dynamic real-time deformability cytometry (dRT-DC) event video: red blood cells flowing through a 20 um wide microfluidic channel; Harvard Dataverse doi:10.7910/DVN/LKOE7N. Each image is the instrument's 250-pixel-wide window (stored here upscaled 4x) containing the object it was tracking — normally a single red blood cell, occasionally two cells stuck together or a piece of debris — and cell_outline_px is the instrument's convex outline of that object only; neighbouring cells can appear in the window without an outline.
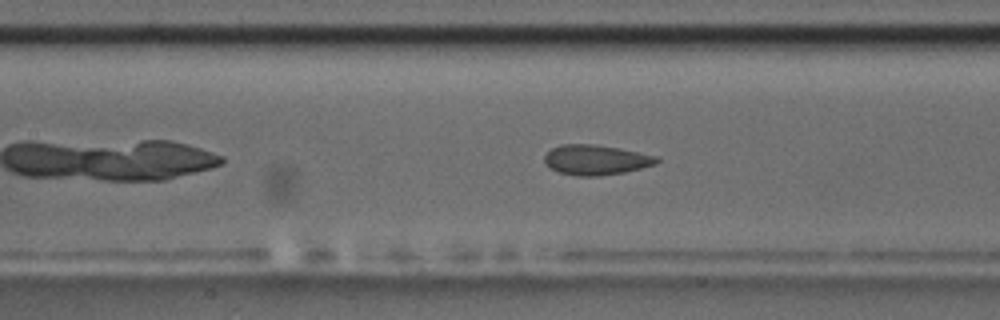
{"species": "common noctule bat (a hibernating species)", "species_latin": "Nyctalus noctula", "temperature_condition": "room temperature", "stored_images_in_passage": 43, "camera_frame_rate_fps": 3000, "um_per_image_px": 0.085, "animal": {"sex": "male", "body_mass_g": 17.5, "forearm_length_mm": 52.3}, "frame": {"image": 1, "passage_image": 13, "time_ms": 4.0, "image_size_px": [1000, 320], "cell_outline_px": [[660, 160], [656, 164], [624, 172], [600, 176], [576, 176], [560, 172], [552, 168], [544, 160], [544, 156], [552, 148], [560, 144], [592, 144], [620, 148], [656, 156]], "centroid_in_image_um": [50.66, 13.58], "position_along_channel_um": 156.7, "area_um2": 19.48}}
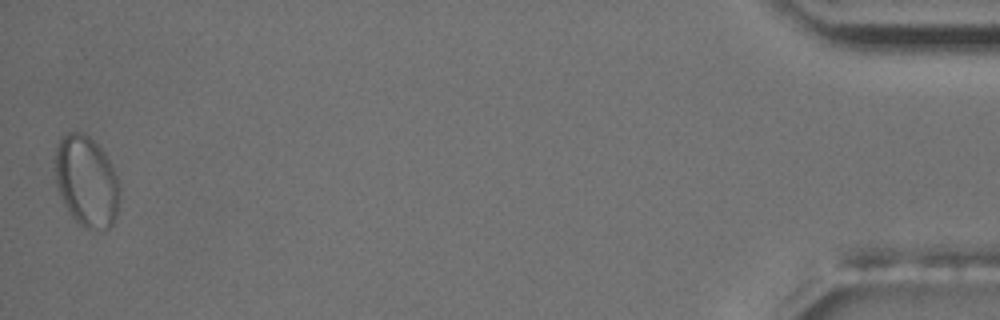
{"frame": {"image": 2, "passage_image": 43, "time_ms": 14.0, "image_size_px": [1000, 320], "cell_outline_px": [[120, 196], [116, 216], [112, 224], [108, 228], [84, 228], [72, 216], [64, 204], [56, 184], [56, 148], [60, 136], [68, 132], [80, 132], [88, 136], [104, 152], [120, 184]], "centroid_in_image_um": [7.36, 15.4], "position_along_channel_um": 427.8, "area_um2": 33.87}}